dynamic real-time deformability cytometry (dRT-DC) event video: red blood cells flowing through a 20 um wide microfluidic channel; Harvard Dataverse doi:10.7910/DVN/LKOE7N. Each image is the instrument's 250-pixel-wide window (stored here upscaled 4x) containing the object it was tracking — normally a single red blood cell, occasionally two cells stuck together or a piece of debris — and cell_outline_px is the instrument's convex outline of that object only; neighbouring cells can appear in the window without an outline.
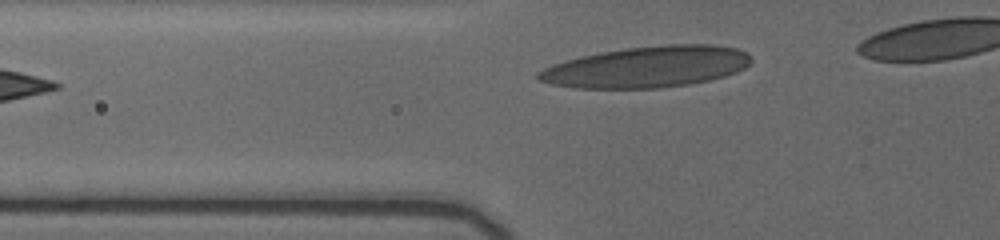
{"species": "human", "species_latin": "Homo sapiens", "temperature_condition": "cold", "stored_images_in_passage": 36, "camera_frame_rate_fps": 3000, "um_per_image_px": 0.085, "donor": {"sex": "female"}, "frame": {"image": 1, "passage_image": 4, "time_ms": 0.333, "image_size_px": [1000, 240], "cell_outline_px": [[752, 60], [744, 68], [736, 72], [724, 76], [692, 84], [656, 88], [576, 88], [552, 84], [536, 80], [536, 72], [552, 64], [580, 56], [600, 52], [624, 48], [664, 44], [712, 44], [736, 48], [752, 56]], "centroid_in_image_um": [54.97, 5.68], "position_along_channel_um": 70.8, "area_um2": 51.27}}
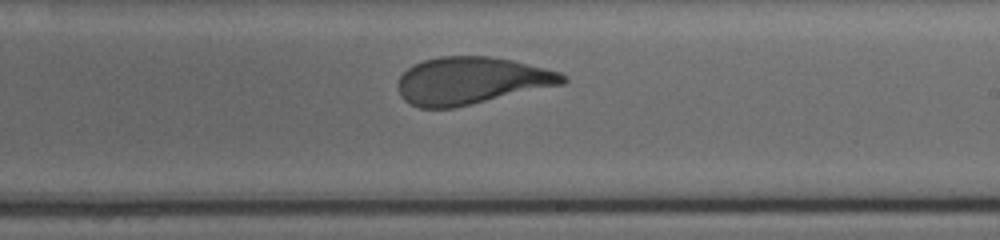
{"frame": {"image": 2, "passage_image": 20, "time_ms": 5.333, "image_size_px": [1000, 240], "cell_outline_px": [[568, 80], [564, 84], [472, 104], [452, 108], [420, 108], [404, 100], [400, 96], [400, 76], [408, 68], [424, 60], [440, 56], [492, 56], [512, 60], [560, 72], [568, 76]], "centroid_in_image_um": [40.1, 6.85], "position_along_channel_um": 248.9, "area_um2": 45.14}}
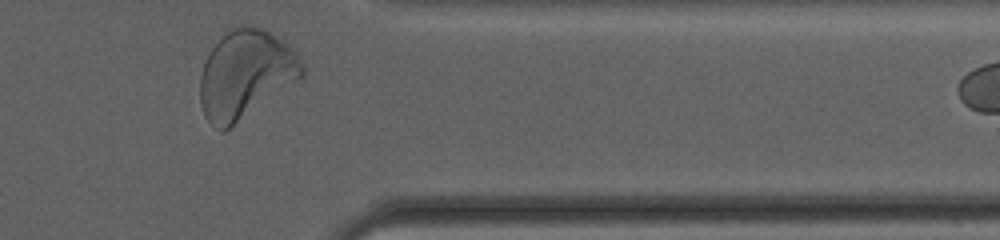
{"frame": {"image": 3, "passage_image": 36, "time_ms": 9.333, "image_size_px": [1000, 240], "cell_outline_px": [[304, 76], [224, 132], [220, 132], [204, 116], [200, 104], [200, 76], [204, 60], [208, 52], [232, 28], [260, 28], [276, 36], [288, 44], [300, 56], [304, 68]], "centroid_in_image_um": [20.86, 6.36], "position_along_channel_um": 390.5, "area_um2": 51.96}, "authors_computed_cell_mechanics": {"area_um2": 46.4134, "velocity_mm_per_s": 3.6619, "shape_relaxation_time_tau1_ms": 4.4944, "shape_relaxation_time_tau2_ms": 0.9083, "deformation_change_tau1": 0.196, "deformation_change_tau2": 0.0808}}